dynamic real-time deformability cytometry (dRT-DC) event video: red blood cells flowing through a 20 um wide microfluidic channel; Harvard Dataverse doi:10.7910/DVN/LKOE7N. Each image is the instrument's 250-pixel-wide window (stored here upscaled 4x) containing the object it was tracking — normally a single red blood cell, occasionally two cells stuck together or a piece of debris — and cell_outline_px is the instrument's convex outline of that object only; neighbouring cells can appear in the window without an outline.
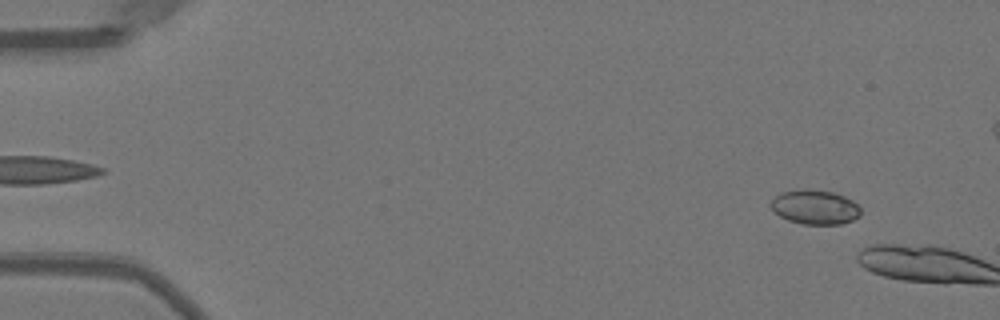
{"species": "Egyptian fruit bat (a non-hibernating species)", "species_latin": "Rousettus aegyptiacus", "temperature_condition": "warm", "stored_images_in_passage": 6, "camera_frame_rate_fps": 3000, "um_per_image_px": 0.085, "animal": {"sex": "female"}, "frame": {"image": 1, "passage_image": 4, "time_ms": 1.0, "image_size_px": [1000, 320], "cell_outline_px": [[860, 216], [852, 220], [840, 224], [804, 224], [788, 220], [780, 216], [768, 204], [780, 192], [804, 188], [808, 188], [832, 192], [844, 196], [852, 200], [860, 208]], "centroid_in_image_um": [69.26, 17.59], "position_along_channel_um": 15.7, "area_um2": 18.03}}